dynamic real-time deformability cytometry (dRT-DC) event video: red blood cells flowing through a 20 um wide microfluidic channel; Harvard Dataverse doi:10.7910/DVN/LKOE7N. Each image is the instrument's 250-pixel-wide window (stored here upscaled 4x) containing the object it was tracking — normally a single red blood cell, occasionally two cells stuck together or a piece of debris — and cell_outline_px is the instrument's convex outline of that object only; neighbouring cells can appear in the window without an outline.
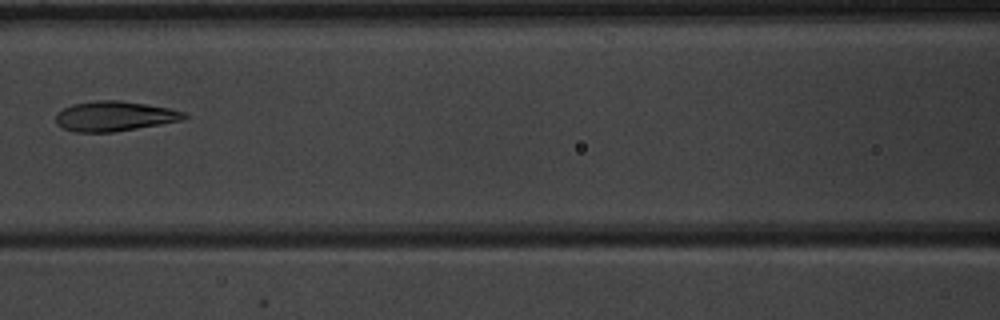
{"species": "common noctule bat (a hibernating species)", "species_latin": "Nyctalus noctula", "temperature_condition": "warm", "stored_images_in_passage": 7, "camera_frame_rate_fps": 3000, "um_per_image_px": 0.085, "animal": {"sex": "male", "body_mass_g": 20.1, "forearm_length_mm": 53.5}, "frame": {"image": 1, "passage_image": 7, "time_ms": 8.0, "image_size_px": [1000, 320], "cell_outline_px": [[188, 116], [184, 120], [116, 132], [76, 132], [64, 128], [56, 124], [56, 112], [72, 104], [96, 100], [120, 100], [168, 108], [184, 112]], "centroid_in_image_um": [9.72, 9.88], "position_along_channel_um": 156.9, "area_um2": 22.43}}